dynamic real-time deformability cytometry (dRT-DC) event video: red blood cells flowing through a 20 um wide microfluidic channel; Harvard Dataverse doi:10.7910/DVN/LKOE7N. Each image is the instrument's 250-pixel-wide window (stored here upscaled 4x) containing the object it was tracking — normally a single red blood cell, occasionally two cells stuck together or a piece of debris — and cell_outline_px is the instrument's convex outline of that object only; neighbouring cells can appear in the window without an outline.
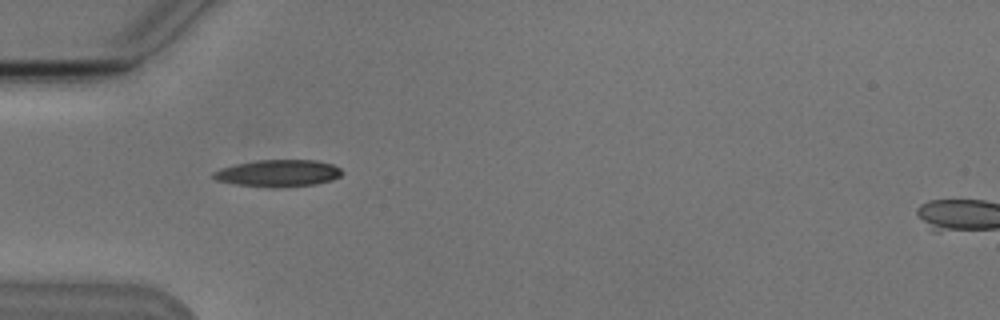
{"species": "Egyptian fruit bat (a non-hibernating species)", "species_latin": "Rousettus aegyptiacus", "temperature_condition": "cold", "stored_images_in_passage": 6, "camera_frame_rate_fps": 3000, "um_per_image_px": 0.085, "animal": {"sex": "male"}, "frame": {"image": 1, "passage_image": 5, "time_ms": 4.667, "image_size_px": [1000, 320], "cell_outline_px": [[344, 172], [340, 176], [332, 180], [316, 184], [276, 188], [272, 188], [236, 184], [216, 180], [212, 176], [212, 172], [220, 168], [236, 164], [256, 160], [316, 160], [332, 164], [340, 168]], "centroid_in_image_um": [23.65, 14.72], "position_along_channel_um": 61.3, "area_um2": 20.35}}